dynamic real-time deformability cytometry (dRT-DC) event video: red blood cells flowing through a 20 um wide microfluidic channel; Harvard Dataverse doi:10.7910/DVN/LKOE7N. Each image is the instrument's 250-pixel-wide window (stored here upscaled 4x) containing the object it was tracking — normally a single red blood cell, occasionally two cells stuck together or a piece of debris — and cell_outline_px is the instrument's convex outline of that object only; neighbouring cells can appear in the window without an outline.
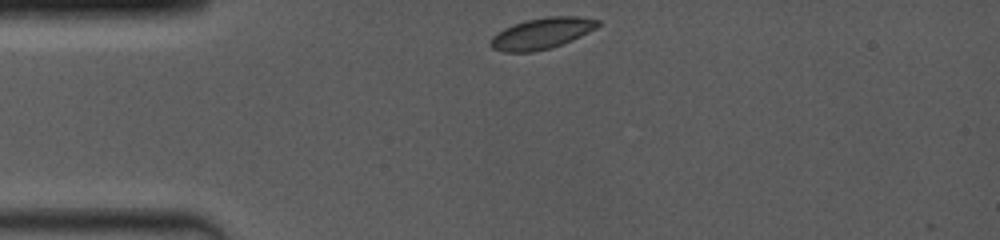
{"species": "common noctule bat (a hibernating species)", "species_latin": "Nyctalus noctula", "temperature_condition": "room temperature", "stored_images_in_passage": 43, "camera_frame_rate_fps": 4000, "um_per_image_px": 0.085, "animal": {"sex": "female", "body_mass_g": 19.0, "forearm_length_mm": 53.3}, "frame": {"image": 1, "passage_image": 1, "time_ms": 0.0, "image_size_px": [1000, 240], "cell_outline_px": [[600, 24], [596, 28], [572, 40], [552, 48], [532, 52], [500, 52], [492, 48], [488, 44], [492, 36], [496, 32], [512, 24], [528, 20], [548, 16], [576, 16], [600, 20]], "centroid_in_image_um": [46.01, 2.85], "position_along_channel_um": 39.0, "area_um2": 19.59}}
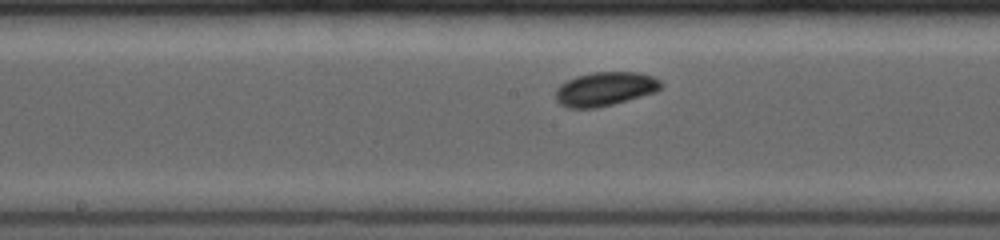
{"frame": {"image": 2, "passage_image": 24, "time_ms": 4.75, "image_size_px": [1000, 240], "cell_outline_px": [[664, 84], [656, 92], [612, 104], [596, 108], [568, 108], [560, 104], [556, 100], [556, 88], [560, 84], [576, 76], [592, 72], [636, 72], [652, 76], [660, 80]], "centroid_in_image_um": [51.42, 7.56], "position_along_channel_um": 196.8, "area_um2": 20.81}}
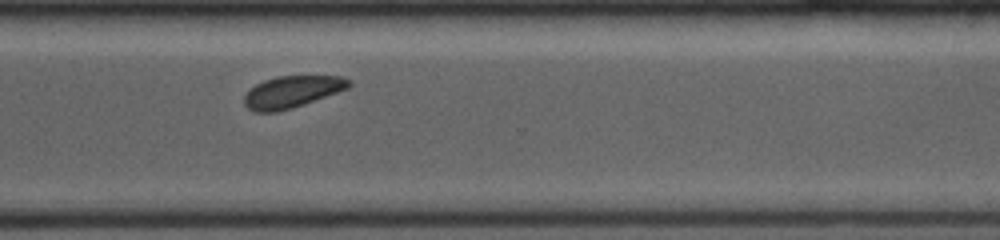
{"frame": {"image": 3, "passage_image": 42, "time_ms": 8.5, "image_size_px": [1000, 240], "cell_outline_px": [[352, 84], [348, 88], [304, 104], [292, 108], [276, 112], [252, 112], [244, 104], [244, 96], [256, 84], [264, 80], [276, 76], [340, 76], [352, 80]], "centroid_in_image_um": [24.82, 7.8], "position_along_channel_um": 345.8, "area_um2": 19.36}}